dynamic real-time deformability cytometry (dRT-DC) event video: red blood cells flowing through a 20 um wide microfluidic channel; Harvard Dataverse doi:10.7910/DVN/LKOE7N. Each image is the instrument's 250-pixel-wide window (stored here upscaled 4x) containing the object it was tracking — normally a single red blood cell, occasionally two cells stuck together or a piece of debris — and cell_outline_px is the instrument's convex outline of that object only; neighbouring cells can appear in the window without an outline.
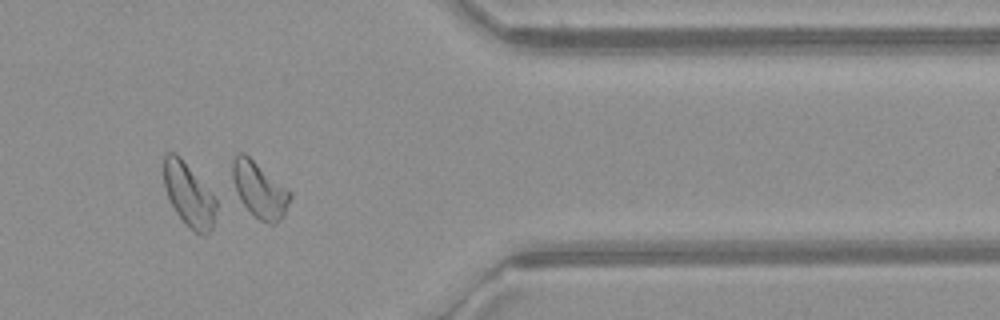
{"species": "common noctule bat (a hibernating species)", "species_latin": "Nyctalus noctula", "temperature_condition": "warm", "stored_images_in_passage": 49, "camera_frame_rate_fps": 3000, "um_per_image_px": 0.085, "animal": {"sex": "female", "body_mass_g": 21.9}, "frame": {"image": 1, "passage_image": 42, "time_ms": 13.667, "image_size_px": [1000, 320], "cell_outline_px": [[292, 196], [284, 216], [276, 224], [268, 224], [260, 220], [240, 200], [236, 192], [232, 180], [232, 160], [240, 152], [244, 152], [288, 188], [292, 192]], "centroid_in_image_um": [22.08, 16.13], "position_along_channel_um": 389.3, "area_um2": 18.84}, "authors_computed_cell_mechanics": {"area_um2": 18.8428, "velocity_mm_per_s": 4.1264, "shape_relaxation_time_tau1_ms": 10.8638, "shape_relaxation_time_tau2_ms": null, "deformation_change_tau1": 0.1996, "deformation_change_tau2": null}}